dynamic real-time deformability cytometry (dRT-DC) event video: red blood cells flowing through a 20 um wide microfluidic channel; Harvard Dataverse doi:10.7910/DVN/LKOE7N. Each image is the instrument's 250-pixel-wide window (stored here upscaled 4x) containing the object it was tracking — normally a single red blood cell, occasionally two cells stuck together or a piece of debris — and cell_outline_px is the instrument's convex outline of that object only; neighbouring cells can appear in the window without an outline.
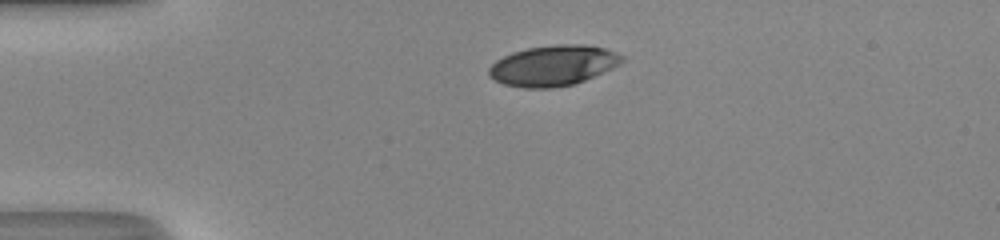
{"species": "human", "species_latin": "Homo sapiens", "temperature_condition": "room temperature", "stored_images_in_passage": 31, "camera_frame_rate_fps": 3000, "um_per_image_px": 0.085, "donor": {"sex": "male"}, "frame": {"image": 1, "passage_image": 1, "time_ms": 0.0, "image_size_px": [1000, 240], "cell_outline_px": [[624, 60], [612, 68], [584, 80], [572, 84], [552, 88], [524, 88], [504, 84], [488, 76], [488, 68], [496, 60], [512, 52], [528, 48], [556, 44], [580, 44], [604, 48], [624, 56]], "centroid_in_image_um": [46.98, 5.57], "position_along_channel_um": 38.0, "area_um2": 31.15}}
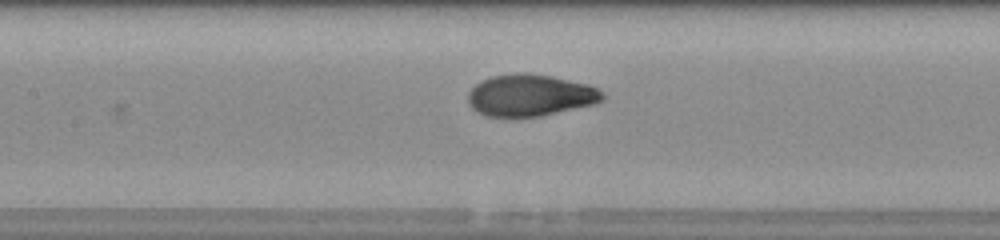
{"frame": {"image": 2, "passage_image": 13, "time_ms": 4.0, "image_size_px": [1000, 240], "cell_outline_px": [[604, 100], [596, 104], [540, 116], [484, 116], [476, 112], [468, 104], [468, 92], [480, 80], [492, 76], [516, 72], [524, 72], [552, 76], [588, 84], [604, 92]], "centroid_in_image_um": [45.06, 8.09], "position_along_channel_um": 162.3, "area_um2": 33.0}}
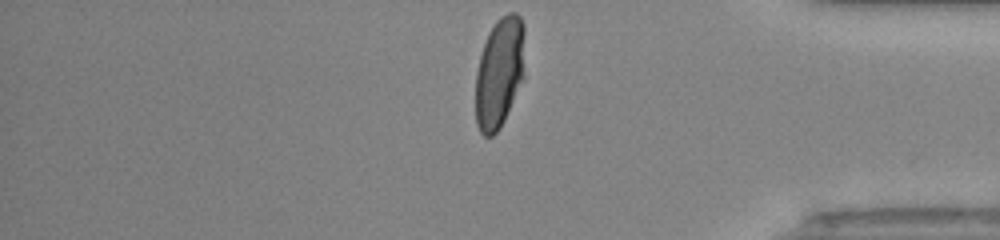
{"frame": {"image": 3, "passage_image": 31, "time_ms": 10.0, "image_size_px": [1000, 240], "cell_outline_px": [[524, 80], [500, 128], [492, 136], [484, 136], [480, 132], [476, 124], [476, 72], [480, 56], [488, 32], [496, 20], [500, 16], [508, 12], [516, 12], [520, 16], [524, 24]], "centroid_in_image_um": [42.47, 6.15], "position_along_channel_um": 392.7, "area_um2": 32.19}, "authors_computed_cell_mechanics": {"area_um2": 32.7726, "velocity_mm_per_s": 4.202, "shape_relaxation_time_tau1_ms": 5.2263, "shape_relaxation_time_tau2_ms": null, "deformation_change_tau1": 0.2416, "deformation_change_tau2": null}}